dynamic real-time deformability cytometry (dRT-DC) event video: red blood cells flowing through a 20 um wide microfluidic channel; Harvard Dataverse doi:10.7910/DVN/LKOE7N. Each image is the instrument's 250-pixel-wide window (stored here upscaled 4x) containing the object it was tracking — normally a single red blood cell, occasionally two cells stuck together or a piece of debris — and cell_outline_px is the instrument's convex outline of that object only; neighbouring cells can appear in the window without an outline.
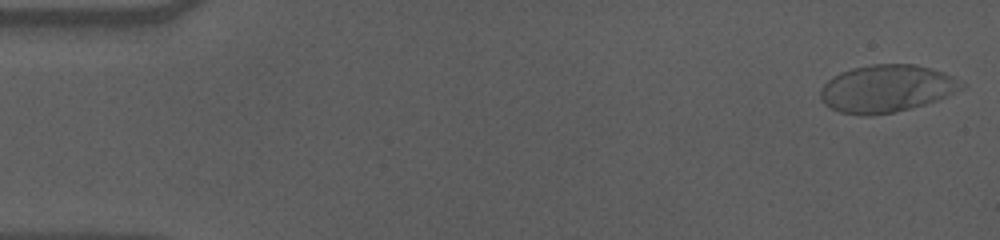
{"species": "human", "species_latin": "Homo sapiens", "temperature_condition": "cold", "stored_images_in_passage": 57, "camera_frame_rate_fps": 3000, "um_per_image_px": 0.085, "donor": {"sex": "male"}, "frame": {"image": 1, "passage_image": 1, "time_ms": 0.0, "image_size_px": [1000, 240], "cell_outline_px": [[964, 84], [960, 88], [936, 100], [912, 108], [892, 112], [868, 116], [864, 116], [840, 112], [824, 104], [820, 96], [820, 88], [832, 76], [840, 72], [852, 68], [872, 64], [916, 64], [944, 72], [952, 76]], "centroid_in_image_um": [75.29, 7.52], "position_along_channel_um": 9.7, "area_um2": 38.67}}
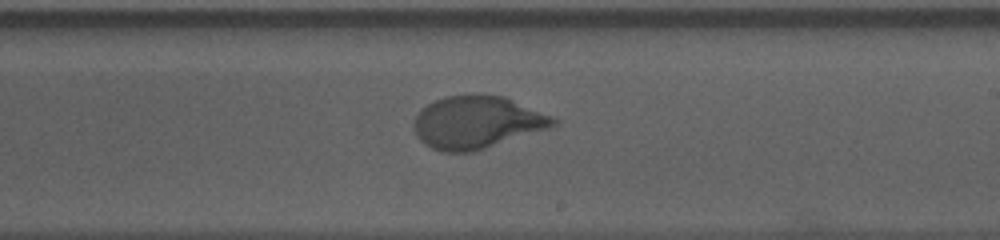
{"frame": {"image": 2, "passage_image": 33, "time_ms": 10.667, "image_size_px": [1000, 240], "cell_outline_px": [[560, 120], [556, 124], [548, 128], [472, 152], [440, 152], [424, 144], [416, 136], [412, 128], [412, 124], [416, 116], [428, 104], [436, 100], [448, 96], [504, 96], [552, 116]], "centroid_in_image_um": [40.51, 10.42], "position_along_channel_um": 248.5, "area_um2": 42.02}}
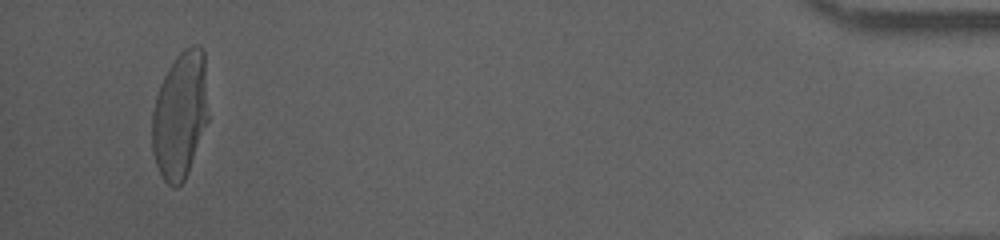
{"frame": {"image": 3, "passage_image": 54, "time_ms": 17.667, "image_size_px": [1000, 240], "cell_outline_px": [[208, 120], [184, 180], [176, 188], [172, 188], [164, 180], [156, 164], [152, 152], [152, 112], [156, 96], [160, 84], [168, 68], [176, 56], [184, 48], [192, 44], [200, 44], [204, 48], [208, 112]], "centroid_in_image_um": [15.31, 9.73], "position_along_channel_um": 419.9, "area_um2": 41.79}, "authors_computed_cell_mechanics": {"area_um2": 41.327, "velocity_mm_per_s": 3.5427, "shape_relaxation_time_tau1_ms": 5.217, "shape_relaxation_time_tau2_ms": null, "deformation_change_tau1": 0.2145, "deformation_change_tau2": null}}